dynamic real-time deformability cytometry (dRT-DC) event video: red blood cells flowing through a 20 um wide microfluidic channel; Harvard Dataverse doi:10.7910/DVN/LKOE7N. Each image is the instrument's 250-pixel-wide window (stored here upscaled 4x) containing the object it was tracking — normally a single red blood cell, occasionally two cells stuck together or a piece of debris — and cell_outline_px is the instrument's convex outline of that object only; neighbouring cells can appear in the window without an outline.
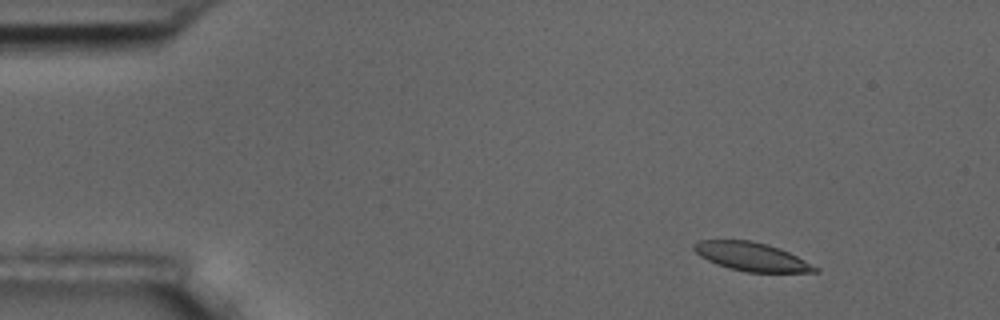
{"species": "common noctule bat (a hibernating species)", "species_latin": "Nyctalus noctula", "temperature_condition": "room temperature", "stored_images_in_passage": 9, "camera_frame_rate_fps": 3000, "um_per_image_px": 0.085, "animal": {"sex": "male", "body_mass_g": 17.5, "forearm_length_mm": 52.3}, "frame": {"image": 1, "passage_image": 2, "time_ms": 1.0, "image_size_px": [1000, 320], "cell_outline_px": [[820, 268], [816, 272], [748, 272], [728, 268], [716, 264], [700, 256], [692, 248], [692, 244], [700, 240], [752, 240], [780, 248]], "centroid_in_image_um": [63.86, 21.81], "position_along_channel_um": 21.1, "area_um2": 20.06}}
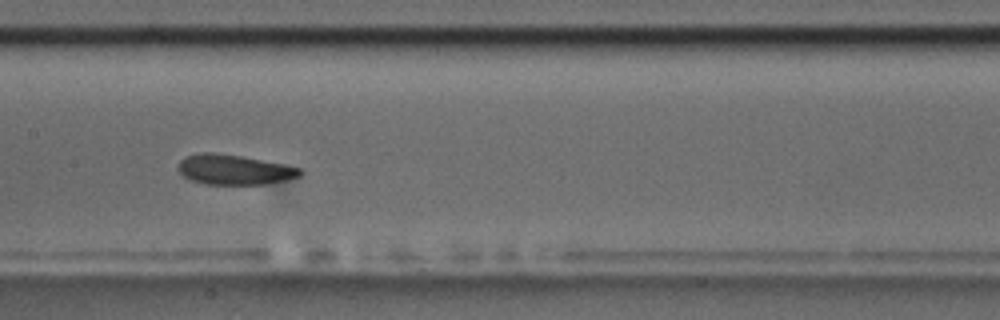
{"frame": {"image": 2, "passage_image": 8, "time_ms": 8.0, "image_size_px": [1000, 320], "cell_outline_px": [[304, 172], [300, 176], [284, 180], [264, 184], [204, 184], [192, 180], [184, 176], [176, 168], [180, 160], [188, 156], [204, 152], [212, 152], [240, 156], [284, 164], [300, 168]], "centroid_in_image_um": [19.9, 14.42], "position_along_channel_um": 187.5, "area_um2": 21.1}}
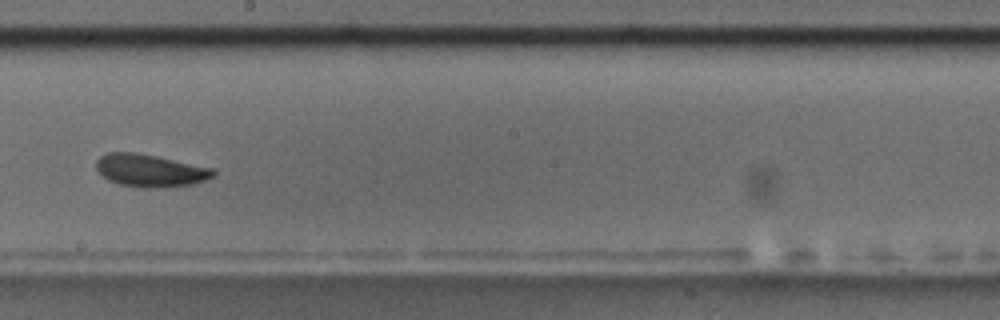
{"frame": {"image": 3, "passage_image": 9, "time_ms": 9.333, "image_size_px": [1000, 320], "cell_outline_px": [[216, 176], [192, 184], [152, 188], [148, 188], [120, 184], [108, 180], [96, 168], [96, 160], [100, 156], [108, 152], [132, 152], [156, 156], [216, 168]], "centroid_in_image_um": [12.8, 14.48], "position_along_channel_um": 235.4, "area_um2": 22.14}}